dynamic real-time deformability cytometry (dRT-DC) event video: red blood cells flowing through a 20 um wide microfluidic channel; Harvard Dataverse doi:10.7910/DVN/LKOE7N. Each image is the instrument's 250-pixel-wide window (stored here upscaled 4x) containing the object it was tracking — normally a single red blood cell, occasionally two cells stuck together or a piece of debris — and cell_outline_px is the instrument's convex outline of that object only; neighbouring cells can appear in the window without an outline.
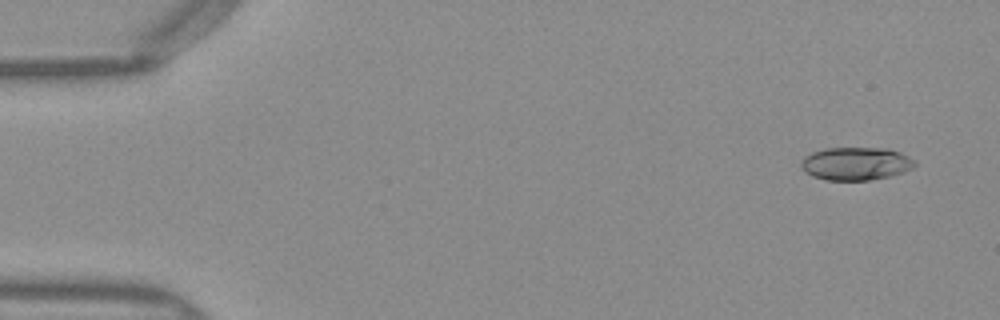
{"species": "Egyptian fruit bat (a non-hibernating species)", "species_latin": "Rousettus aegyptiacus", "temperature_condition": "warm", "stored_images_in_passage": 50, "camera_frame_rate_fps": 3000, "um_per_image_px": 0.085, "frame": {"image": 1, "passage_image": 3, "time_ms": 0.667, "image_size_px": [1000, 320], "cell_outline_px": [[916, 164], [912, 168], [904, 172], [888, 176], [868, 180], [824, 180], [812, 176], [800, 168], [800, 160], [804, 156], [812, 152], [824, 148], [888, 148], [900, 152], [916, 160]], "centroid_in_image_um": [72.72, 13.9], "position_along_channel_um": 12.3, "area_um2": 22.08}}
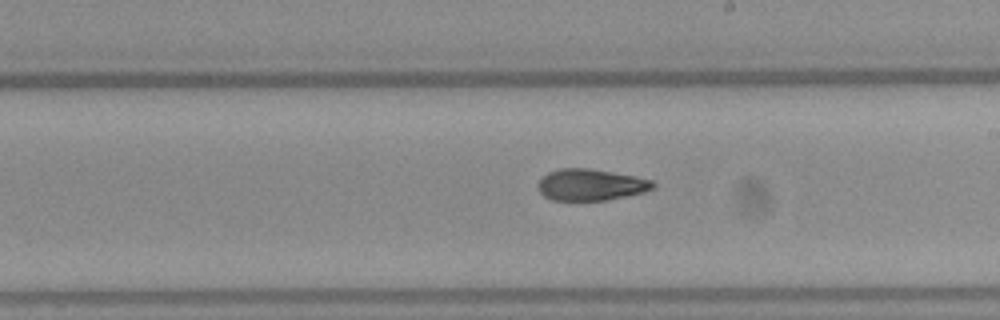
{"frame": {"image": 2, "passage_image": 29, "time_ms": 9.333, "image_size_px": [1000, 320], "cell_outline_px": [[656, 188], [644, 192], [628, 196], [608, 200], [552, 200], [544, 196], [540, 192], [540, 180], [548, 172], [560, 168], [588, 168], [612, 172], [652, 180], [656, 184]], "centroid_in_image_um": [50.26, 15.71], "position_along_channel_um": 238.7, "area_um2": 20.98}}
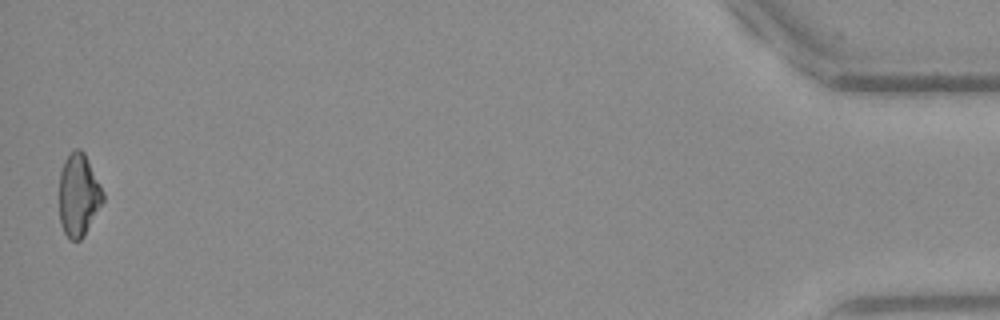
{"frame": {"image": 3, "passage_image": 50, "time_ms": 16.333, "image_size_px": [1000, 320], "cell_outline_px": [[104, 200], [84, 236], [80, 240], [72, 240], [64, 232], [60, 224], [60, 172], [64, 160], [76, 148], [80, 148], [84, 152], [104, 192]], "centroid_in_image_um": [6.69, 16.58], "position_along_channel_um": 428.5, "area_um2": 20.87}, "authors_computed_cell_mechanics": {"area_um2": 21.4727, "velocity_mm_per_s": 4.0302, "shape_relaxation_time_tau1_ms": 9.5456, "shape_relaxation_time_tau2_ms": 3.7995, "deformation_change_tau1": 0.2279, "deformation_change_tau2": 0.1113}}